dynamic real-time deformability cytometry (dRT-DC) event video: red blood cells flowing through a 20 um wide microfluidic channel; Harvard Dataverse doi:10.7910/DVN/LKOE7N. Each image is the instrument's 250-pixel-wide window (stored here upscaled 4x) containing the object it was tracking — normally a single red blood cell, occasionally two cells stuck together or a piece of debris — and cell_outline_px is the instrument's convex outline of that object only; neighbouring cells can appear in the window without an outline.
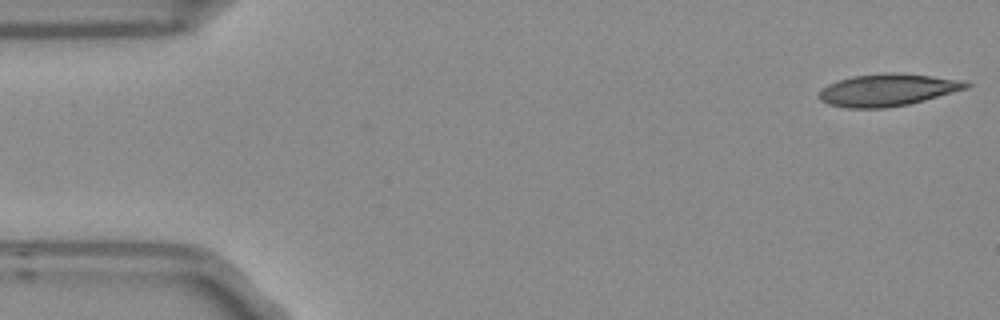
{"species": "Egyptian fruit bat (a non-hibernating species)", "species_latin": "Rousettus aegyptiacus", "temperature_condition": "room temperature", "stored_images_in_passage": 7, "camera_frame_rate_fps": 3000, "um_per_image_px": 0.085, "frame": {"image": 1, "passage_image": 1, "time_ms": 0.0, "image_size_px": [1000, 320], "cell_outline_px": [[972, 84], [968, 88], [924, 100], [908, 104], [884, 108], [848, 108], [828, 104], [820, 100], [816, 96], [816, 92], [820, 88], [828, 84], [852, 76], [928, 76], [956, 80]], "centroid_in_image_um": [75.32, 7.71], "position_along_channel_um": 9.7, "area_um2": 26.24}}
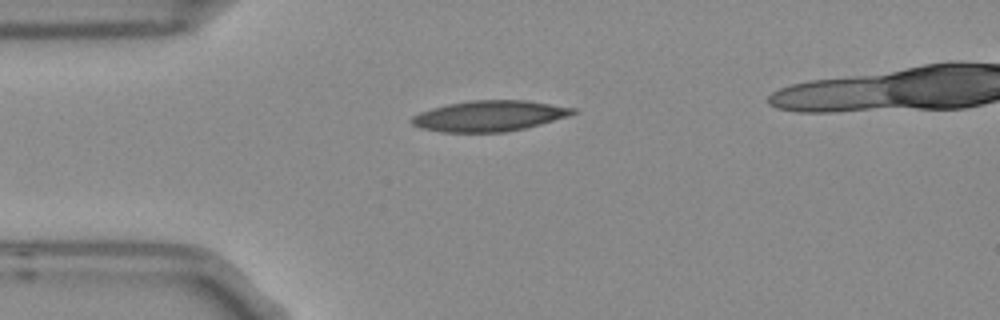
{"frame": {"image": 2, "passage_image": 4, "time_ms": 1.0, "image_size_px": [1000, 320], "cell_outline_px": [[576, 112], [568, 116], [540, 124], [508, 132], [444, 132], [420, 128], [412, 124], [408, 120], [412, 116], [420, 112], [432, 108], [448, 104], [472, 100], [528, 100], [576, 108]], "centroid_in_image_um": [41.58, 9.85], "position_along_channel_um": 43.4, "area_um2": 28.84}}
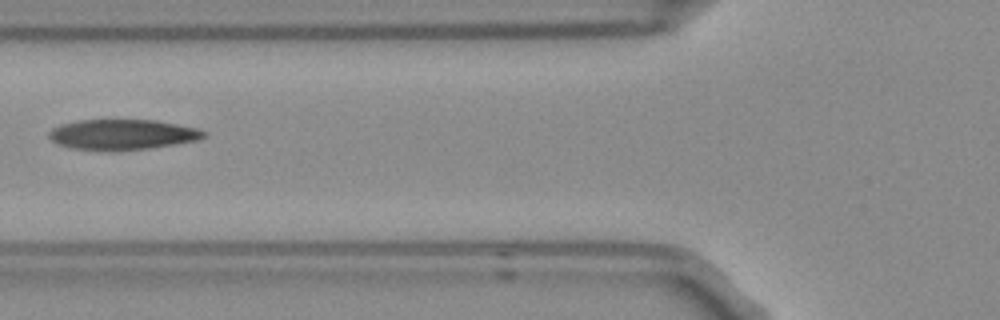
{"frame": {"image": 3, "passage_image": 6, "time_ms": 1.667, "image_size_px": [1000, 320], "cell_outline_px": [[208, 132], [204, 136], [196, 140], [152, 148], [112, 152], [68, 148], [56, 144], [48, 136], [48, 132], [52, 128], [60, 124], [80, 120], [156, 120], [196, 128]], "centroid_in_image_um": [10.34, 11.45], "position_along_channel_um": 115.5, "area_um2": 27.74}}